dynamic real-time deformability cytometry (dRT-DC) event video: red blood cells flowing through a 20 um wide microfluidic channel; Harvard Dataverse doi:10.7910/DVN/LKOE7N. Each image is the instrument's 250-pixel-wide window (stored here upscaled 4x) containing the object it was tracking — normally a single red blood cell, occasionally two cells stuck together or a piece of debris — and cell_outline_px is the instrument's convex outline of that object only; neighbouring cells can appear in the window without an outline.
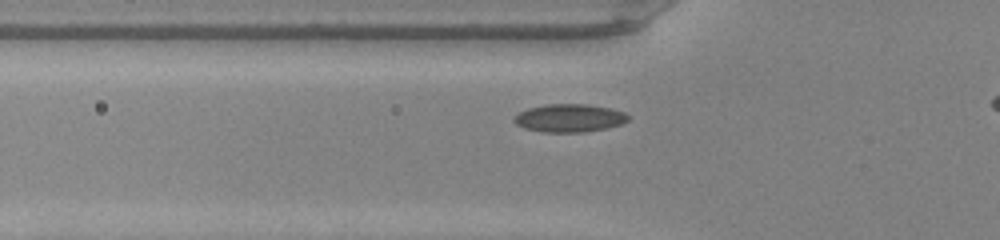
{"species": "common noctule bat (a hibernating species)", "species_latin": "Nyctalus noctula", "temperature_condition": "warm", "stored_images_in_passage": 32, "camera_frame_rate_fps": 3000, "um_per_image_px": 0.085, "animal": {"sex": "male", "body_mass_g": 20.0, "forearm_length_mm": 53.3}, "frame": {"image": 1, "passage_image": 6, "time_ms": 1.667, "image_size_px": [1000, 240], "cell_outline_px": [[628, 120], [620, 124], [608, 128], [584, 132], [544, 132], [524, 128], [516, 124], [512, 120], [520, 112], [528, 108], [544, 104], [588, 104], [608, 108], [624, 112], [628, 116]], "centroid_in_image_um": [48.38, 10.03], "position_along_channel_um": 77.4, "area_um2": 18.55}}
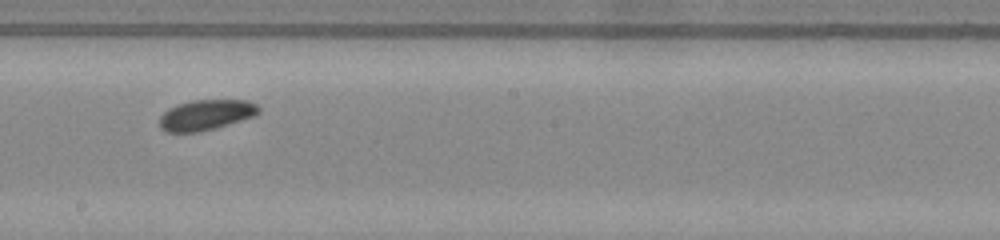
{"frame": {"image": 2, "passage_image": 17, "time_ms": 5.333, "image_size_px": [1000, 240], "cell_outline_px": [[260, 112], [252, 116], [216, 128], [200, 132], [164, 132], [160, 128], [160, 116], [168, 108], [192, 100], [248, 100], [256, 104], [260, 108]], "centroid_in_image_um": [17.49, 9.77], "position_along_channel_um": 230.7, "area_um2": 17.51}}
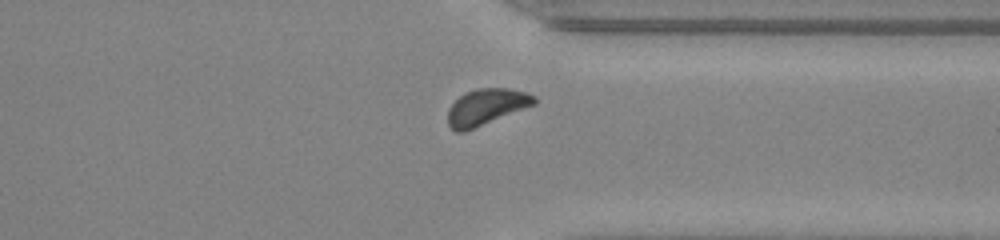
{"frame": {"image": 3, "passage_image": 27, "time_ms": 8.667, "image_size_px": [1000, 240], "cell_outline_px": [[536, 104], [464, 132], [456, 132], [448, 124], [448, 108], [464, 92], [476, 88], [508, 88], [528, 92], [536, 96]], "centroid_in_image_um": [41.35, 9.07], "position_along_channel_um": 370.1, "area_um2": 18.26}}